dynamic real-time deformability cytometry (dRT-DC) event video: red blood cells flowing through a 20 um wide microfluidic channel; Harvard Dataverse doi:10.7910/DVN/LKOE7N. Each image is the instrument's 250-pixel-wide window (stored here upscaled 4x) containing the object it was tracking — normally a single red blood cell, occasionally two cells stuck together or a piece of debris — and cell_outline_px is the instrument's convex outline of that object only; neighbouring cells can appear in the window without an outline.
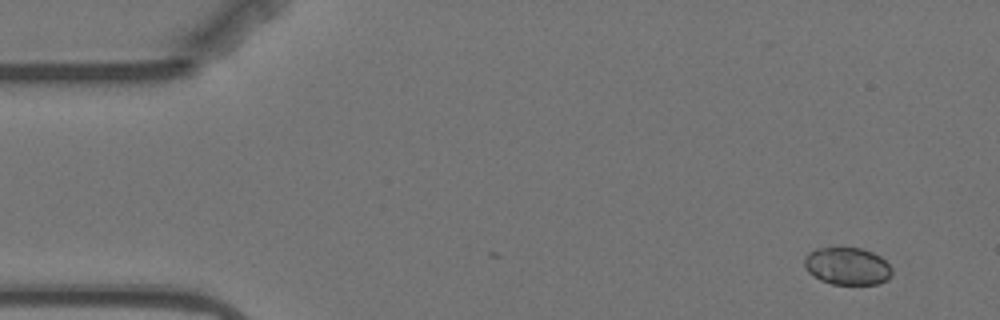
{"species": "Egyptian fruit bat (a non-hibernating species)", "species_latin": "Rousettus aegyptiacus", "temperature_condition": "warm", "stored_images_in_passage": 4, "camera_frame_rate_fps": 3000, "um_per_image_px": 0.085, "animal": {"sex": "female"}, "frame": {"image": 1, "passage_image": 1, "time_ms": 0.0, "image_size_px": [1000, 320], "cell_outline_px": [[892, 272], [888, 280], [876, 284], [832, 284], [820, 280], [808, 272], [804, 264], [804, 256], [808, 252], [816, 248], [860, 248], [872, 252], [880, 256], [892, 268]], "centroid_in_image_um": [72.0, 22.62], "position_along_channel_um": 13.0, "area_um2": 19.13}}
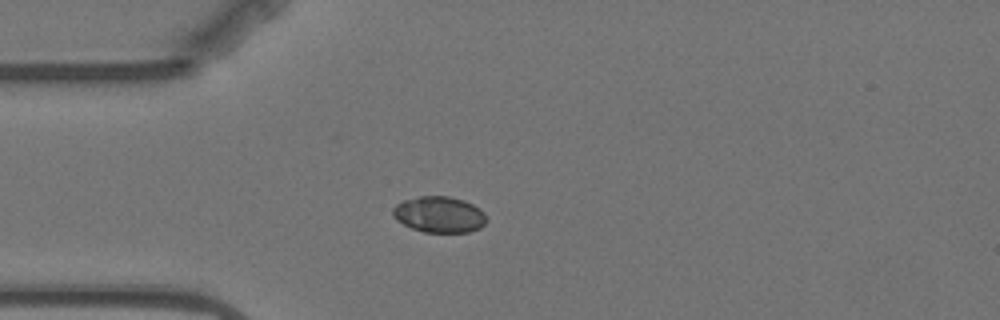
{"frame": {"image": 2, "passage_image": 4, "time_ms": 3.667, "image_size_px": [1000, 320], "cell_outline_px": [[488, 220], [480, 228], [468, 232], [424, 232], [412, 228], [396, 220], [392, 216], [392, 208], [396, 204], [404, 200], [420, 196], [448, 196], [464, 200], [472, 204], [484, 212]], "centroid_in_image_um": [37.33, 18.23], "position_along_channel_um": 47.7, "area_um2": 19.77}}